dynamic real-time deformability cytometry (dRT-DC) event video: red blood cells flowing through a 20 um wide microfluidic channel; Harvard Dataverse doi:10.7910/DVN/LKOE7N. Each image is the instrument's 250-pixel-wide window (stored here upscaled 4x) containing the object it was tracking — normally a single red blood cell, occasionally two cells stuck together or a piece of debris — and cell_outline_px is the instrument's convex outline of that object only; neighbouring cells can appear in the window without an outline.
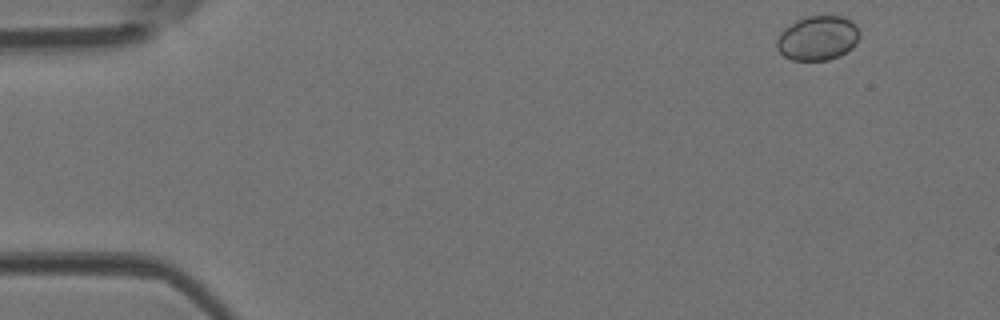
{"species": "Egyptian fruit bat (a non-hibernating species)", "species_latin": "Rousettus aegyptiacus", "temperature_condition": "room temperature", "stored_images_in_passage": 45, "camera_frame_rate_fps": 3000, "um_per_image_px": 0.085, "animal": {"sex": "female"}, "frame": {"image": 1, "passage_image": 1, "time_ms": 0.0, "image_size_px": [1000, 320], "cell_outline_px": [[860, 36], [856, 44], [852, 48], [840, 56], [828, 60], [792, 60], [784, 56], [776, 48], [776, 40], [780, 32], [784, 28], [796, 20], [808, 16], [844, 16], [852, 20], [856, 24], [860, 32]], "centroid_in_image_um": [69.52, 3.23], "position_along_channel_um": 15.5, "area_um2": 21.79}}
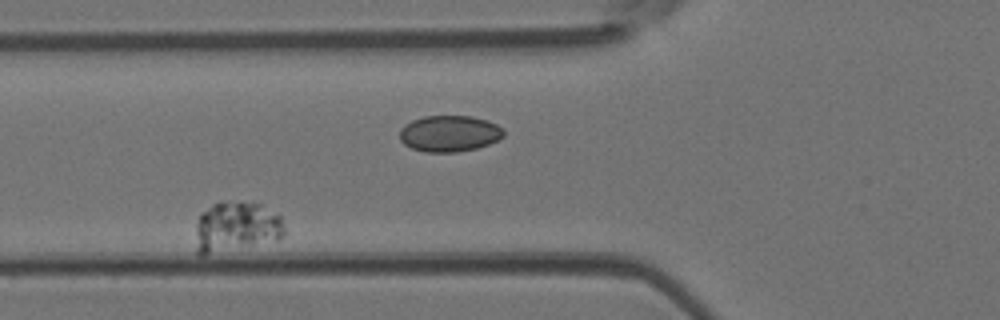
{"frame": {"image": 2, "passage_image": 14, "time_ms": 4.333, "image_size_px": [1000, 320], "cell_outline_px": [[284, 232], [276, 240], [204, 256], [196, 256], [196, 224], [200, 212], [212, 204], [240, 200], [260, 204], [280, 216], [284, 228]], "centroid_in_image_um": [20.01, 19.29], "position_along_channel_um": 105.8, "area_um2": 26.3}}
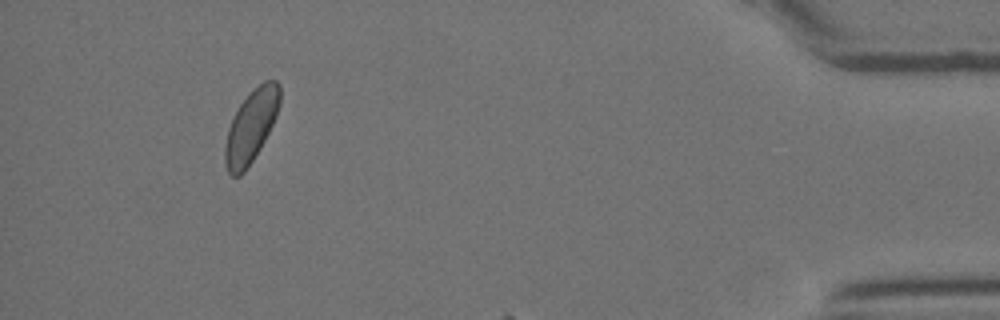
{"frame": {"image": 3, "passage_image": 42, "time_ms": 13.667, "image_size_px": [1000, 320], "cell_outline_px": [[280, 104], [276, 116], [260, 148], [244, 172], [240, 176], [232, 176], [228, 172], [224, 160], [224, 144], [228, 128], [240, 104], [248, 92], [252, 88], [264, 80], [276, 80], [280, 84]], "centroid_in_image_um": [21.33, 10.7], "position_along_channel_um": 413.9, "area_um2": 23.12}}